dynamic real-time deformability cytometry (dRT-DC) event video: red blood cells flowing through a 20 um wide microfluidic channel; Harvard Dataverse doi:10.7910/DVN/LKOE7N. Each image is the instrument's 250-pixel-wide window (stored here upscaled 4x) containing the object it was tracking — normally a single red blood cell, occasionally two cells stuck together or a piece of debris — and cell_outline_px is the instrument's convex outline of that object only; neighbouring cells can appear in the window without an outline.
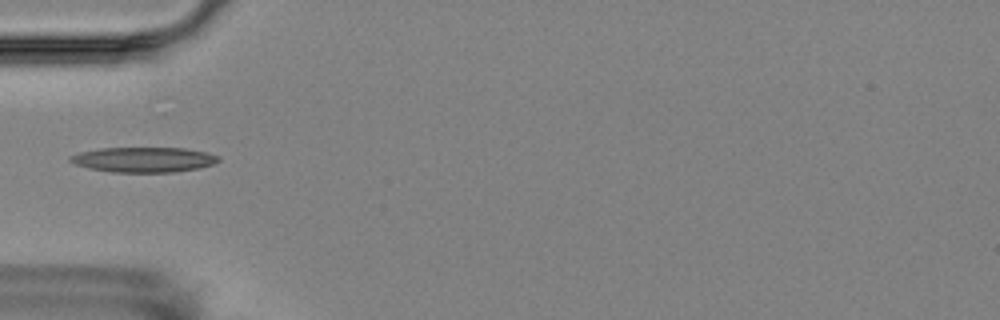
{"species": "Egyptian fruit bat (a non-hibernating species)", "species_latin": "Rousettus aegyptiacus", "temperature_condition": "room temperature", "stored_images_in_passage": 16, "camera_frame_rate_fps": 3000, "um_per_image_px": 0.085, "animal": {"sex": "female"}, "frame": {"image": 1, "passage_image": 5, "time_ms": 5.0, "image_size_px": [1000, 320], "cell_outline_px": [[220, 160], [212, 164], [200, 168], [172, 172], [112, 172], [88, 168], [76, 164], [68, 160], [68, 156], [80, 152], [100, 148], [184, 148], [204, 152], [220, 156]], "centroid_in_image_um": [12.19, 13.57], "position_along_channel_um": 72.8, "area_um2": 21.62}}
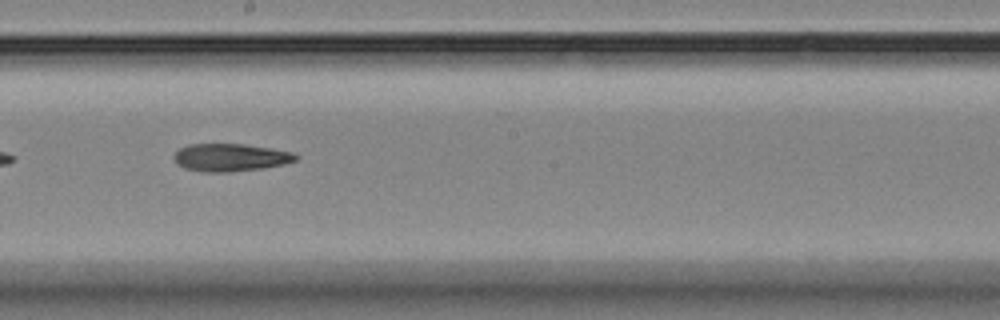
{"frame": {"image": 2, "passage_image": 9, "time_ms": 9.333, "image_size_px": [1000, 320], "cell_outline_px": [[300, 156], [296, 160], [284, 164], [264, 168], [228, 172], [204, 172], [184, 168], [176, 164], [172, 156], [180, 148], [188, 144], [244, 144], [292, 152]], "centroid_in_image_um": [19.56, 13.39], "position_along_channel_um": 228.6, "area_um2": 19.71}}
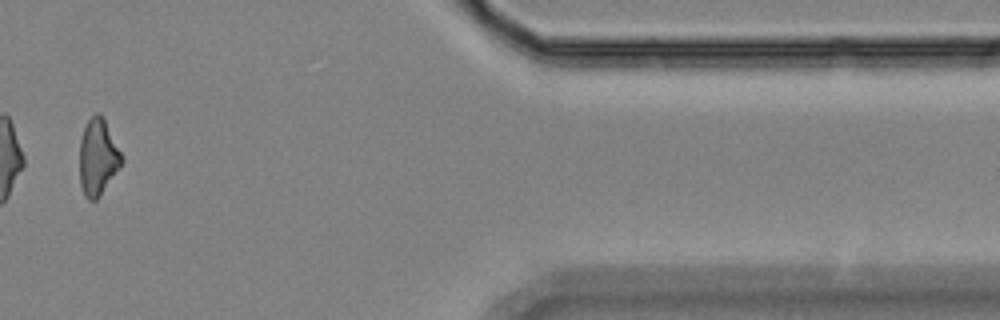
{"frame": {"image": 3, "passage_image": 14, "time_ms": 15.333, "image_size_px": [1000, 320], "cell_outline_px": [[124, 164], [100, 196], [96, 200], [88, 200], [84, 196], [80, 184], [80, 140], [84, 128], [88, 120], [96, 112], [100, 112], [124, 160]], "centroid_in_image_um": [8.33, 13.41], "position_along_channel_um": 403.1, "area_um2": 18.73}}